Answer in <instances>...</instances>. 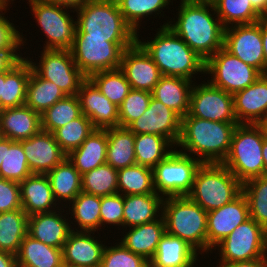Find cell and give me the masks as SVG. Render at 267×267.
Returning <instances> with one entry per match:
<instances>
[{"mask_svg": "<svg viewBox=\"0 0 267 267\" xmlns=\"http://www.w3.org/2000/svg\"><path fill=\"white\" fill-rule=\"evenodd\" d=\"M169 26L205 62L224 46L225 27L212 2H180ZM214 16V17H213Z\"/></svg>", "mask_w": 267, "mask_h": 267, "instance_id": "obj_1", "label": "cell"}, {"mask_svg": "<svg viewBox=\"0 0 267 267\" xmlns=\"http://www.w3.org/2000/svg\"><path fill=\"white\" fill-rule=\"evenodd\" d=\"M238 124L209 121L188 113L181 119V134L176 148L202 163H223Z\"/></svg>", "mask_w": 267, "mask_h": 267, "instance_id": "obj_2", "label": "cell"}, {"mask_svg": "<svg viewBox=\"0 0 267 267\" xmlns=\"http://www.w3.org/2000/svg\"><path fill=\"white\" fill-rule=\"evenodd\" d=\"M151 40L137 42L150 55L162 75L186 78L195 82L194 75L204 74L205 61L201 59L169 26L157 28ZM145 40V41H144ZM194 78V80H192Z\"/></svg>", "mask_w": 267, "mask_h": 267, "instance_id": "obj_3", "label": "cell"}, {"mask_svg": "<svg viewBox=\"0 0 267 267\" xmlns=\"http://www.w3.org/2000/svg\"><path fill=\"white\" fill-rule=\"evenodd\" d=\"M76 29L86 38L107 42H136L137 34L125 22L117 4L86 0L75 8Z\"/></svg>", "mask_w": 267, "mask_h": 267, "instance_id": "obj_4", "label": "cell"}, {"mask_svg": "<svg viewBox=\"0 0 267 267\" xmlns=\"http://www.w3.org/2000/svg\"><path fill=\"white\" fill-rule=\"evenodd\" d=\"M166 232L185 240L200 255L207 254V212L186 196L163 199Z\"/></svg>", "mask_w": 267, "mask_h": 267, "instance_id": "obj_5", "label": "cell"}, {"mask_svg": "<svg viewBox=\"0 0 267 267\" xmlns=\"http://www.w3.org/2000/svg\"><path fill=\"white\" fill-rule=\"evenodd\" d=\"M242 185L222 163H202L187 196L209 212L237 198Z\"/></svg>", "mask_w": 267, "mask_h": 267, "instance_id": "obj_6", "label": "cell"}, {"mask_svg": "<svg viewBox=\"0 0 267 267\" xmlns=\"http://www.w3.org/2000/svg\"><path fill=\"white\" fill-rule=\"evenodd\" d=\"M264 133L259 124H238L234 130L230 151L223 165L243 184L263 176L262 147Z\"/></svg>", "mask_w": 267, "mask_h": 267, "instance_id": "obj_7", "label": "cell"}, {"mask_svg": "<svg viewBox=\"0 0 267 267\" xmlns=\"http://www.w3.org/2000/svg\"><path fill=\"white\" fill-rule=\"evenodd\" d=\"M37 26L46 36L43 49L70 50L74 42L75 8L56 2H27ZM70 9V10H69Z\"/></svg>", "mask_w": 267, "mask_h": 267, "instance_id": "obj_8", "label": "cell"}, {"mask_svg": "<svg viewBox=\"0 0 267 267\" xmlns=\"http://www.w3.org/2000/svg\"><path fill=\"white\" fill-rule=\"evenodd\" d=\"M135 42H107V39L86 38L77 29L70 49L76 66L88 78L98 71L120 68L122 53Z\"/></svg>", "mask_w": 267, "mask_h": 267, "instance_id": "obj_9", "label": "cell"}, {"mask_svg": "<svg viewBox=\"0 0 267 267\" xmlns=\"http://www.w3.org/2000/svg\"><path fill=\"white\" fill-rule=\"evenodd\" d=\"M217 248V249H216ZM218 251L217 266L267 256V230L249 218L237 226L212 251Z\"/></svg>", "mask_w": 267, "mask_h": 267, "instance_id": "obj_10", "label": "cell"}, {"mask_svg": "<svg viewBox=\"0 0 267 267\" xmlns=\"http://www.w3.org/2000/svg\"><path fill=\"white\" fill-rule=\"evenodd\" d=\"M201 161L176 148L153 168L154 188L163 198L186 196L192 188Z\"/></svg>", "mask_w": 267, "mask_h": 267, "instance_id": "obj_11", "label": "cell"}, {"mask_svg": "<svg viewBox=\"0 0 267 267\" xmlns=\"http://www.w3.org/2000/svg\"><path fill=\"white\" fill-rule=\"evenodd\" d=\"M38 57L39 62L28 55L26 58L40 77L56 84L66 96L77 95L87 77L76 66L70 50L43 49Z\"/></svg>", "mask_w": 267, "mask_h": 267, "instance_id": "obj_12", "label": "cell"}, {"mask_svg": "<svg viewBox=\"0 0 267 267\" xmlns=\"http://www.w3.org/2000/svg\"><path fill=\"white\" fill-rule=\"evenodd\" d=\"M208 81L234 95L252 85L262 74L254 67L242 62L224 47L205 62V75Z\"/></svg>", "mask_w": 267, "mask_h": 267, "instance_id": "obj_13", "label": "cell"}, {"mask_svg": "<svg viewBox=\"0 0 267 267\" xmlns=\"http://www.w3.org/2000/svg\"><path fill=\"white\" fill-rule=\"evenodd\" d=\"M202 82L193 84L189 114L209 121L238 123L233 95L212 85L208 80Z\"/></svg>", "mask_w": 267, "mask_h": 267, "instance_id": "obj_14", "label": "cell"}, {"mask_svg": "<svg viewBox=\"0 0 267 267\" xmlns=\"http://www.w3.org/2000/svg\"><path fill=\"white\" fill-rule=\"evenodd\" d=\"M223 47L242 62L264 74L261 19L256 23L233 25L225 28Z\"/></svg>", "mask_w": 267, "mask_h": 267, "instance_id": "obj_15", "label": "cell"}, {"mask_svg": "<svg viewBox=\"0 0 267 267\" xmlns=\"http://www.w3.org/2000/svg\"><path fill=\"white\" fill-rule=\"evenodd\" d=\"M249 218V206L243 193L230 203L207 212V255Z\"/></svg>", "mask_w": 267, "mask_h": 267, "instance_id": "obj_16", "label": "cell"}, {"mask_svg": "<svg viewBox=\"0 0 267 267\" xmlns=\"http://www.w3.org/2000/svg\"><path fill=\"white\" fill-rule=\"evenodd\" d=\"M133 134H153L167 138L175 147L181 134V118L157 99L151 97L142 116L127 127Z\"/></svg>", "mask_w": 267, "mask_h": 267, "instance_id": "obj_17", "label": "cell"}, {"mask_svg": "<svg viewBox=\"0 0 267 267\" xmlns=\"http://www.w3.org/2000/svg\"><path fill=\"white\" fill-rule=\"evenodd\" d=\"M120 69L131 89L152 92L162 74L150 55L136 41L122 53Z\"/></svg>", "mask_w": 267, "mask_h": 267, "instance_id": "obj_18", "label": "cell"}, {"mask_svg": "<svg viewBox=\"0 0 267 267\" xmlns=\"http://www.w3.org/2000/svg\"><path fill=\"white\" fill-rule=\"evenodd\" d=\"M81 112L95 129L119 127V107L105 97L96 85L86 78L77 93Z\"/></svg>", "mask_w": 267, "mask_h": 267, "instance_id": "obj_19", "label": "cell"}, {"mask_svg": "<svg viewBox=\"0 0 267 267\" xmlns=\"http://www.w3.org/2000/svg\"><path fill=\"white\" fill-rule=\"evenodd\" d=\"M19 142L32 174H46L67 157L51 132L41 130Z\"/></svg>", "mask_w": 267, "mask_h": 267, "instance_id": "obj_20", "label": "cell"}, {"mask_svg": "<svg viewBox=\"0 0 267 267\" xmlns=\"http://www.w3.org/2000/svg\"><path fill=\"white\" fill-rule=\"evenodd\" d=\"M95 232L71 231L64 243L63 263L71 267H100L106 241ZM97 236V237H96ZM98 238V239H97ZM103 242H105L103 244Z\"/></svg>", "mask_w": 267, "mask_h": 267, "instance_id": "obj_21", "label": "cell"}, {"mask_svg": "<svg viewBox=\"0 0 267 267\" xmlns=\"http://www.w3.org/2000/svg\"><path fill=\"white\" fill-rule=\"evenodd\" d=\"M67 215V209L60 207L52 212L28 216L27 234L47 245L62 249L72 231Z\"/></svg>", "mask_w": 267, "mask_h": 267, "instance_id": "obj_22", "label": "cell"}, {"mask_svg": "<svg viewBox=\"0 0 267 267\" xmlns=\"http://www.w3.org/2000/svg\"><path fill=\"white\" fill-rule=\"evenodd\" d=\"M234 112L239 124H259L267 113V74L233 95Z\"/></svg>", "mask_w": 267, "mask_h": 267, "instance_id": "obj_23", "label": "cell"}, {"mask_svg": "<svg viewBox=\"0 0 267 267\" xmlns=\"http://www.w3.org/2000/svg\"><path fill=\"white\" fill-rule=\"evenodd\" d=\"M41 130V114L26 105L0 110V137L22 141Z\"/></svg>", "mask_w": 267, "mask_h": 267, "instance_id": "obj_24", "label": "cell"}, {"mask_svg": "<svg viewBox=\"0 0 267 267\" xmlns=\"http://www.w3.org/2000/svg\"><path fill=\"white\" fill-rule=\"evenodd\" d=\"M22 209L28 216L59 209L46 174H32L20 182Z\"/></svg>", "mask_w": 267, "mask_h": 267, "instance_id": "obj_25", "label": "cell"}, {"mask_svg": "<svg viewBox=\"0 0 267 267\" xmlns=\"http://www.w3.org/2000/svg\"><path fill=\"white\" fill-rule=\"evenodd\" d=\"M199 257V253L185 240L166 232L149 261V267H196Z\"/></svg>", "mask_w": 267, "mask_h": 267, "instance_id": "obj_26", "label": "cell"}, {"mask_svg": "<svg viewBox=\"0 0 267 267\" xmlns=\"http://www.w3.org/2000/svg\"><path fill=\"white\" fill-rule=\"evenodd\" d=\"M124 234V231H127ZM166 233L165 220L163 216L159 219L139 226L123 229L120 242L131 252L143 256L150 261L157 250L158 243Z\"/></svg>", "mask_w": 267, "mask_h": 267, "instance_id": "obj_27", "label": "cell"}, {"mask_svg": "<svg viewBox=\"0 0 267 267\" xmlns=\"http://www.w3.org/2000/svg\"><path fill=\"white\" fill-rule=\"evenodd\" d=\"M193 81L162 75L152 90V97L174 111L181 119L189 113Z\"/></svg>", "mask_w": 267, "mask_h": 267, "instance_id": "obj_28", "label": "cell"}, {"mask_svg": "<svg viewBox=\"0 0 267 267\" xmlns=\"http://www.w3.org/2000/svg\"><path fill=\"white\" fill-rule=\"evenodd\" d=\"M163 197L157 193L125 195L123 229L153 222L162 216Z\"/></svg>", "mask_w": 267, "mask_h": 267, "instance_id": "obj_29", "label": "cell"}, {"mask_svg": "<svg viewBox=\"0 0 267 267\" xmlns=\"http://www.w3.org/2000/svg\"><path fill=\"white\" fill-rule=\"evenodd\" d=\"M107 129H95L67 158L82 175L106 163Z\"/></svg>", "mask_w": 267, "mask_h": 267, "instance_id": "obj_30", "label": "cell"}, {"mask_svg": "<svg viewBox=\"0 0 267 267\" xmlns=\"http://www.w3.org/2000/svg\"><path fill=\"white\" fill-rule=\"evenodd\" d=\"M46 175L53 196L58 205H62L61 207L66 208L82 191L81 174L67 157Z\"/></svg>", "mask_w": 267, "mask_h": 267, "instance_id": "obj_31", "label": "cell"}, {"mask_svg": "<svg viewBox=\"0 0 267 267\" xmlns=\"http://www.w3.org/2000/svg\"><path fill=\"white\" fill-rule=\"evenodd\" d=\"M17 267H62L63 250L47 245L30 235L21 242L16 255Z\"/></svg>", "mask_w": 267, "mask_h": 267, "instance_id": "obj_32", "label": "cell"}, {"mask_svg": "<svg viewBox=\"0 0 267 267\" xmlns=\"http://www.w3.org/2000/svg\"><path fill=\"white\" fill-rule=\"evenodd\" d=\"M100 207V196L81 191L66 207L68 208V215L71 214L69 217L70 224H72L70 225L71 229L73 231H97L96 233L98 230L101 231Z\"/></svg>", "mask_w": 267, "mask_h": 267, "instance_id": "obj_33", "label": "cell"}, {"mask_svg": "<svg viewBox=\"0 0 267 267\" xmlns=\"http://www.w3.org/2000/svg\"><path fill=\"white\" fill-rule=\"evenodd\" d=\"M24 57L18 60L9 70L5 71V83L1 96V109L25 105L27 83L31 74V64Z\"/></svg>", "mask_w": 267, "mask_h": 267, "instance_id": "obj_34", "label": "cell"}, {"mask_svg": "<svg viewBox=\"0 0 267 267\" xmlns=\"http://www.w3.org/2000/svg\"><path fill=\"white\" fill-rule=\"evenodd\" d=\"M107 141V164L117 170L136 164L134 152L135 134L128 128L120 126L108 128Z\"/></svg>", "mask_w": 267, "mask_h": 267, "instance_id": "obj_35", "label": "cell"}, {"mask_svg": "<svg viewBox=\"0 0 267 267\" xmlns=\"http://www.w3.org/2000/svg\"><path fill=\"white\" fill-rule=\"evenodd\" d=\"M27 229L28 215L23 209L0 213V251L16 256Z\"/></svg>", "mask_w": 267, "mask_h": 267, "instance_id": "obj_36", "label": "cell"}, {"mask_svg": "<svg viewBox=\"0 0 267 267\" xmlns=\"http://www.w3.org/2000/svg\"><path fill=\"white\" fill-rule=\"evenodd\" d=\"M65 97L66 95L56 84L40 77L31 67V74L27 83L26 106L42 114Z\"/></svg>", "mask_w": 267, "mask_h": 267, "instance_id": "obj_37", "label": "cell"}, {"mask_svg": "<svg viewBox=\"0 0 267 267\" xmlns=\"http://www.w3.org/2000/svg\"><path fill=\"white\" fill-rule=\"evenodd\" d=\"M175 148L165 137L153 134H137L134 144L136 164L154 168Z\"/></svg>", "mask_w": 267, "mask_h": 267, "instance_id": "obj_38", "label": "cell"}, {"mask_svg": "<svg viewBox=\"0 0 267 267\" xmlns=\"http://www.w3.org/2000/svg\"><path fill=\"white\" fill-rule=\"evenodd\" d=\"M170 3L173 5V0H122L117 5L125 22L139 35L142 20L147 17L152 18V15L154 19L159 14V19L161 16L164 18V12L166 11L163 10L168 9Z\"/></svg>", "mask_w": 267, "mask_h": 267, "instance_id": "obj_39", "label": "cell"}, {"mask_svg": "<svg viewBox=\"0 0 267 267\" xmlns=\"http://www.w3.org/2000/svg\"><path fill=\"white\" fill-rule=\"evenodd\" d=\"M118 193L125 195H144L156 193L153 168L133 165L118 170Z\"/></svg>", "mask_w": 267, "mask_h": 267, "instance_id": "obj_40", "label": "cell"}, {"mask_svg": "<svg viewBox=\"0 0 267 267\" xmlns=\"http://www.w3.org/2000/svg\"><path fill=\"white\" fill-rule=\"evenodd\" d=\"M212 4L225 28L256 23L263 18L253 8L250 0H212Z\"/></svg>", "mask_w": 267, "mask_h": 267, "instance_id": "obj_41", "label": "cell"}, {"mask_svg": "<svg viewBox=\"0 0 267 267\" xmlns=\"http://www.w3.org/2000/svg\"><path fill=\"white\" fill-rule=\"evenodd\" d=\"M113 104L119 107L131 90L124 72L118 68L98 71L88 77Z\"/></svg>", "mask_w": 267, "mask_h": 267, "instance_id": "obj_42", "label": "cell"}, {"mask_svg": "<svg viewBox=\"0 0 267 267\" xmlns=\"http://www.w3.org/2000/svg\"><path fill=\"white\" fill-rule=\"evenodd\" d=\"M81 114L78 96H66L41 114L42 130L53 133L56 129L67 125Z\"/></svg>", "mask_w": 267, "mask_h": 267, "instance_id": "obj_43", "label": "cell"}, {"mask_svg": "<svg viewBox=\"0 0 267 267\" xmlns=\"http://www.w3.org/2000/svg\"><path fill=\"white\" fill-rule=\"evenodd\" d=\"M31 175L22 144L19 141L4 138V156L0 166V177L20 183Z\"/></svg>", "mask_w": 267, "mask_h": 267, "instance_id": "obj_44", "label": "cell"}, {"mask_svg": "<svg viewBox=\"0 0 267 267\" xmlns=\"http://www.w3.org/2000/svg\"><path fill=\"white\" fill-rule=\"evenodd\" d=\"M118 170L105 163L81 175L82 191L96 196L118 193Z\"/></svg>", "mask_w": 267, "mask_h": 267, "instance_id": "obj_45", "label": "cell"}, {"mask_svg": "<svg viewBox=\"0 0 267 267\" xmlns=\"http://www.w3.org/2000/svg\"><path fill=\"white\" fill-rule=\"evenodd\" d=\"M242 193L248 202L250 218L267 230V177H254L245 181Z\"/></svg>", "mask_w": 267, "mask_h": 267, "instance_id": "obj_46", "label": "cell"}, {"mask_svg": "<svg viewBox=\"0 0 267 267\" xmlns=\"http://www.w3.org/2000/svg\"><path fill=\"white\" fill-rule=\"evenodd\" d=\"M94 130L91 120L81 114L67 125L56 129L52 134L61 149L68 155L78 148Z\"/></svg>", "mask_w": 267, "mask_h": 267, "instance_id": "obj_47", "label": "cell"}, {"mask_svg": "<svg viewBox=\"0 0 267 267\" xmlns=\"http://www.w3.org/2000/svg\"><path fill=\"white\" fill-rule=\"evenodd\" d=\"M152 93L144 90L131 89L119 106V126L127 128L147 110Z\"/></svg>", "mask_w": 267, "mask_h": 267, "instance_id": "obj_48", "label": "cell"}, {"mask_svg": "<svg viewBox=\"0 0 267 267\" xmlns=\"http://www.w3.org/2000/svg\"><path fill=\"white\" fill-rule=\"evenodd\" d=\"M112 244L106 245L100 267H149V261L131 252L120 241Z\"/></svg>", "mask_w": 267, "mask_h": 267, "instance_id": "obj_49", "label": "cell"}, {"mask_svg": "<svg viewBox=\"0 0 267 267\" xmlns=\"http://www.w3.org/2000/svg\"><path fill=\"white\" fill-rule=\"evenodd\" d=\"M124 196L120 193L101 197L100 220L101 231L106 225L114 226L118 230L123 229ZM103 226V227H102ZM122 227L120 229L119 227Z\"/></svg>", "mask_w": 267, "mask_h": 267, "instance_id": "obj_50", "label": "cell"}, {"mask_svg": "<svg viewBox=\"0 0 267 267\" xmlns=\"http://www.w3.org/2000/svg\"><path fill=\"white\" fill-rule=\"evenodd\" d=\"M11 7H0V49L2 50H20L22 51V47L24 50V46L26 41V37L23 36V33H20L17 27L12 23V19L10 22V18L6 17L5 14L10 10ZM4 11V12H3ZM9 19V20H8ZM16 26V27H15Z\"/></svg>", "mask_w": 267, "mask_h": 267, "instance_id": "obj_51", "label": "cell"}, {"mask_svg": "<svg viewBox=\"0 0 267 267\" xmlns=\"http://www.w3.org/2000/svg\"><path fill=\"white\" fill-rule=\"evenodd\" d=\"M22 209L20 183L0 177V213Z\"/></svg>", "mask_w": 267, "mask_h": 267, "instance_id": "obj_52", "label": "cell"}, {"mask_svg": "<svg viewBox=\"0 0 267 267\" xmlns=\"http://www.w3.org/2000/svg\"><path fill=\"white\" fill-rule=\"evenodd\" d=\"M21 58H23V53L20 50L0 49V72L9 70Z\"/></svg>", "mask_w": 267, "mask_h": 267, "instance_id": "obj_53", "label": "cell"}, {"mask_svg": "<svg viewBox=\"0 0 267 267\" xmlns=\"http://www.w3.org/2000/svg\"><path fill=\"white\" fill-rule=\"evenodd\" d=\"M215 267H267V256L250 261L233 262Z\"/></svg>", "mask_w": 267, "mask_h": 267, "instance_id": "obj_54", "label": "cell"}, {"mask_svg": "<svg viewBox=\"0 0 267 267\" xmlns=\"http://www.w3.org/2000/svg\"><path fill=\"white\" fill-rule=\"evenodd\" d=\"M261 37L264 50V74H267V18H261Z\"/></svg>", "mask_w": 267, "mask_h": 267, "instance_id": "obj_55", "label": "cell"}, {"mask_svg": "<svg viewBox=\"0 0 267 267\" xmlns=\"http://www.w3.org/2000/svg\"><path fill=\"white\" fill-rule=\"evenodd\" d=\"M0 267H17L16 256L8 252L0 251Z\"/></svg>", "mask_w": 267, "mask_h": 267, "instance_id": "obj_56", "label": "cell"}, {"mask_svg": "<svg viewBox=\"0 0 267 267\" xmlns=\"http://www.w3.org/2000/svg\"><path fill=\"white\" fill-rule=\"evenodd\" d=\"M253 8L263 17L267 18V0H250Z\"/></svg>", "mask_w": 267, "mask_h": 267, "instance_id": "obj_57", "label": "cell"}, {"mask_svg": "<svg viewBox=\"0 0 267 267\" xmlns=\"http://www.w3.org/2000/svg\"><path fill=\"white\" fill-rule=\"evenodd\" d=\"M85 1L86 0H57V3L76 8L81 6Z\"/></svg>", "mask_w": 267, "mask_h": 267, "instance_id": "obj_58", "label": "cell"}, {"mask_svg": "<svg viewBox=\"0 0 267 267\" xmlns=\"http://www.w3.org/2000/svg\"><path fill=\"white\" fill-rule=\"evenodd\" d=\"M262 157L264 160L263 176L267 177V140H265V139L263 141Z\"/></svg>", "mask_w": 267, "mask_h": 267, "instance_id": "obj_59", "label": "cell"}, {"mask_svg": "<svg viewBox=\"0 0 267 267\" xmlns=\"http://www.w3.org/2000/svg\"><path fill=\"white\" fill-rule=\"evenodd\" d=\"M4 83H5V71L0 72V110H1L2 89H3V84Z\"/></svg>", "mask_w": 267, "mask_h": 267, "instance_id": "obj_60", "label": "cell"}, {"mask_svg": "<svg viewBox=\"0 0 267 267\" xmlns=\"http://www.w3.org/2000/svg\"><path fill=\"white\" fill-rule=\"evenodd\" d=\"M4 156V137H0V166Z\"/></svg>", "mask_w": 267, "mask_h": 267, "instance_id": "obj_61", "label": "cell"}, {"mask_svg": "<svg viewBox=\"0 0 267 267\" xmlns=\"http://www.w3.org/2000/svg\"><path fill=\"white\" fill-rule=\"evenodd\" d=\"M13 1L15 0H0V7H10L11 5L14 4Z\"/></svg>", "mask_w": 267, "mask_h": 267, "instance_id": "obj_62", "label": "cell"}, {"mask_svg": "<svg viewBox=\"0 0 267 267\" xmlns=\"http://www.w3.org/2000/svg\"><path fill=\"white\" fill-rule=\"evenodd\" d=\"M28 2H56L57 3V0H28Z\"/></svg>", "mask_w": 267, "mask_h": 267, "instance_id": "obj_63", "label": "cell"}, {"mask_svg": "<svg viewBox=\"0 0 267 267\" xmlns=\"http://www.w3.org/2000/svg\"><path fill=\"white\" fill-rule=\"evenodd\" d=\"M193 1H198V2H212V0H180V2H193Z\"/></svg>", "mask_w": 267, "mask_h": 267, "instance_id": "obj_64", "label": "cell"}, {"mask_svg": "<svg viewBox=\"0 0 267 267\" xmlns=\"http://www.w3.org/2000/svg\"><path fill=\"white\" fill-rule=\"evenodd\" d=\"M260 126L263 130L265 140H267V125H260Z\"/></svg>", "mask_w": 267, "mask_h": 267, "instance_id": "obj_65", "label": "cell"}, {"mask_svg": "<svg viewBox=\"0 0 267 267\" xmlns=\"http://www.w3.org/2000/svg\"><path fill=\"white\" fill-rule=\"evenodd\" d=\"M98 1H104V2H110V3H113V4H118L122 0H98Z\"/></svg>", "mask_w": 267, "mask_h": 267, "instance_id": "obj_66", "label": "cell"}, {"mask_svg": "<svg viewBox=\"0 0 267 267\" xmlns=\"http://www.w3.org/2000/svg\"><path fill=\"white\" fill-rule=\"evenodd\" d=\"M259 125H267V113L261 123H259Z\"/></svg>", "mask_w": 267, "mask_h": 267, "instance_id": "obj_67", "label": "cell"}]
</instances>
